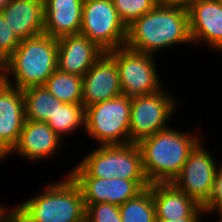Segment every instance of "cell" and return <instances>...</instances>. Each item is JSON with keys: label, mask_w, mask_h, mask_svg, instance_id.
<instances>
[{"label": "cell", "mask_w": 222, "mask_h": 222, "mask_svg": "<svg viewBox=\"0 0 222 222\" xmlns=\"http://www.w3.org/2000/svg\"><path fill=\"white\" fill-rule=\"evenodd\" d=\"M1 13L20 40L44 32L43 0H10Z\"/></svg>", "instance_id": "cell-18"}, {"label": "cell", "mask_w": 222, "mask_h": 222, "mask_svg": "<svg viewBox=\"0 0 222 222\" xmlns=\"http://www.w3.org/2000/svg\"><path fill=\"white\" fill-rule=\"evenodd\" d=\"M156 219L189 217L200 205L172 183H152Z\"/></svg>", "instance_id": "cell-19"}, {"label": "cell", "mask_w": 222, "mask_h": 222, "mask_svg": "<svg viewBox=\"0 0 222 222\" xmlns=\"http://www.w3.org/2000/svg\"><path fill=\"white\" fill-rule=\"evenodd\" d=\"M86 222H122L119 205L103 202L89 204L86 207Z\"/></svg>", "instance_id": "cell-25"}, {"label": "cell", "mask_w": 222, "mask_h": 222, "mask_svg": "<svg viewBox=\"0 0 222 222\" xmlns=\"http://www.w3.org/2000/svg\"><path fill=\"white\" fill-rule=\"evenodd\" d=\"M187 11L192 45L222 53V0H197Z\"/></svg>", "instance_id": "cell-12"}, {"label": "cell", "mask_w": 222, "mask_h": 222, "mask_svg": "<svg viewBox=\"0 0 222 222\" xmlns=\"http://www.w3.org/2000/svg\"><path fill=\"white\" fill-rule=\"evenodd\" d=\"M10 0H0V12L3 10V8L8 4Z\"/></svg>", "instance_id": "cell-33"}, {"label": "cell", "mask_w": 222, "mask_h": 222, "mask_svg": "<svg viewBox=\"0 0 222 222\" xmlns=\"http://www.w3.org/2000/svg\"><path fill=\"white\" fill-rule=\"evenodd\" d=\"M57 69L83 77L105 53L97 44L82 34L57 39Z\"/></svg>", "instance_id": "cell-15"}, {"label": "cell", "mask_w": 222, "mask_h": 222, "mask_svg": "<svg viewBox=\"0 0 222 222\" xmlns=\"http://www.w3.org/2000/svg\"><path fill=\"white\" fill-rule=\"evenodd\" d=\"M80 34L109 52L125 46L127 27L112 0H84Z\"/></svg>", "instance_id": "cell-9"}, {"label": "cell", "mask_w": 222, "mask_h": 222, "mask_svg": "<svg viewBox=\"0 0 222 222\" xmlns=\"http://www.w3.org/2000/svg\"><path fill=\"white\" fill-rule=\"evenodd\" d=\"M25 120L22 90L7 83L0 86V148L7 155L17 144Z\"/></svg>", "instance_id": "cell-16"}, {"label": "cell", "mask_w": 222, "mask_h": 222, "mask_svg": "<svg viewBox=\"0 0 222 222\" xmlns=\"http://www.w3.org/2000/svg\"><path fill=\"white\" fill-rule=\"evenodd\" d=\"M21 40L11 30L0 12V49L10 56L20 44Z\"/></svg>", "instance_id": "cell-27"}, {"label": "cell", "mask_w": 222, "mask_h": 222, "mask_svg": "<svg viewBox=\"0 0 222 222\" xmlns=\"http://www.w3.org/2000/svg\"><path fill=\"white\" fill-rule=\"evenodd\" d=\"M122 222H156L152 184L137 197L119 205Z\"/></svg>", "instance_id": "cell-23"}, {"label": "cell", "mask_w": 222, "mask_h": 222, "mask_svg": "<svg viewBox=\"0 0 222 222\" xmlns=\"http://www.w3.org/2000/svg\"><path fill=\"white\" fill-rule=\"evenodd\" d=\"M192 44L188 11L184 8L157 4L127 27L125 46L145 54L173 46Z\"/></svg>", "instance_id": "cell-1"}, {"label": "cell", "mask_w": 222, "mask_h": 222, "mask_svg": "<svg viewBox=\"0 0 222 222\" xmlns=\"http://www.w3.org/2000/svg\"><path fill=\"white\" fill-rule=\"evenodd\" d=\"M182 131L168 127L137 143L142 155L143 171L150 184L171 183L180 173L191 150L204 138L199 129L193 133Z\"/></svg>", "instance_id": "cell-2"}, {"label": "cell", "mask_w": 222, "mask_h": 222, "mask_svg": "<svg viewBox=\"0 0 222 222\" xmlns=\"http://www.w3.org/2000/svg\"><path fill=\"white\" fill-rule=\"evenodd\" d=\"M57 39L47 35L21 40L9 56L7 84L21 90L44 85L57 69Z\"/></svg>", "instance_id": "cell-4"}, {"label": "cell", "mask_w": 222, "mask_h": 222, "mask_svg": "<svg viewBox=\"0 0 222 222\" xmlns=\"http://www.w3.org/2000/svg\"><path fill=\"white\" fill-rule=\"evenodd\" d=\"M64 178V179H63ZM10 210L22 222H86L82 192L69 174Z\"/></svg>", "instance_id": "cell-3"}, {"label": "cell", "mask_w": 222, "mask_h": 222, "mask_svg": "<svg viewBox=\"0 0 222 222\" xmlns=\"http://www.w3.org/2000/svg\"><path fill=\"white\" fill-rule=\"evenodd\" d=\"M203 206H199L189 217L179 219H156V222H202L201 218L204 216Z\"/></svg>", "instance_id": "cell-28"}, {"label": "cell", "mask_w": 222, "mask_h": 222, "mask_svg": "<svg viewBox=\"0 0 222 222\" xmlns=\"http://www.w3.org/2000/svg\"><path fill=\"white\" fill-rule=\"evenodd\" d=\"M6 158H8V157H7V154L0 148V163H1L2 161H6V160H4V159H6Z\"/></svg>", "instance_id": "cell-32"}, {"label": "cell", "mask_w": 222, "mask_h": 222, "mask_svg": "<svg viewBox=\"0 0 222 222\" xmlns=\"http://www.w3.org/2000/svg\"><path fill=\"white\" fill-rule=\"evenodd\" d=\"M116 61L105 52L83 76L84 108L121 96Z\"/></svg>", "instance_id": "cell-14"}, {"label": "cell", "mask_w": 222, "mask_h": 222, "mask_svg": "<svg viewBox=\"0 0 222 222\" xmlns=\"http://www.w3.org/2000/svg\"><path fill=\"white\" fill-rule=\"evenodd\" d=\"M166 89L131 97L129 140L132 143L170 127L181 102Z\"/></svg>", "instance_id": "cell-7"}, {"label": "cell", "mask_w": 222, "mask_h": 222, "mask_svg": "<svg viewBox=\"0 0 222 222\" xmlns=\"http://www.w3.org/2000/svg\"><path fill=\"white\" fill-rule=\"evenodd\" d=\"M92 148L66 174L71 177L122 178L147 180L142 165V155L137 143L102 145Z\"/></svg>", "instance_id": "cell-5"}, {"label": "cell", "mask_w": 222, "mask_h": 222, "mask_svg": "<svg viewBox=\"0 0 222 222\" xmlns=\"http://www.w3.org/2000/svg\"><path fill=\"white\" fill-rule=\"evenodd\" d=\"M197 0H157V3L162 6L179 7L189 9Z\"/></svg>", "instance_id": "cell-30"}, {"label": "cell", "mask_w": 222, "mask_h": 222, "mask_svg": "<svg viewBox=\"0 0 222 222\" xmlns=\"http://www.w3.org/2000/svg\"><path fill=\"white\" fill-rule=\"evenodd\" d=\"M131 97L121 95L85 108V135L102 145L131 144Z\"/></svg>", "instance_id": "cell-6"}, {"label": "cell", "mask_w": 222, "mask_h": 222, "mask_svg": "<svg viewBox=\"0 0 222 222\" xmlns=\"http://www.w3.org/2000/svg\"><path fill=\"white\" fill-rule=\"evenodd\" d=\"M44 34L55 39L79 34L84 0H43Z\"/></svg>", "instance_id": "cell-17"}, {"label": "cell", "mask_w": 222, "mask_h": 222, "mask_svg": "<svg viewBox=\"0 0 222 222\" xmlns=\"http://www.w3.org/2000/svg\"><path fill=\"white\" fill-rule=\"evenodd\" d=\"M79 186L85 207L89 204H124L137 197L150 186L148 180H124L122 178L71 177Z\"/></svg>", "instance_id": "cell-11"}, {"label": "cell", "mask_w": 222, "mask_h": 222, "mask_svg": "<svg viewBox=\"0 0 222 222\" xmlns=\"http://www.w3.org/2000/svg\"><path fill=\"white\" fill-rule=\"evenodd\" d=\"M44 86L61 102L82 104L83 77L56 69Z\"/></svg>", "instance_id": "cell-21"}, {"label": "cell", "mask_w": 222, "mask_h": 222, "mask_svg": "<svg viewBox=\"0 0 222 222\" xmlns=\"http://www.w3.org/2000/svg\"><path fill=\"white\" fill-rule=\"evenodd\" d=\"M112 2L126 27L158 4L157 0H112Z\"/></svg>", "instance_id": "cell-24"}, {"label": "cell", "mask_w": 222, "mask_h": 222, "mask_svg": "<svg viewBox=\"0 0 222 222\" xmlns=\"http://www.w3.org/2000/svg\"><path fill=\"white\" fill-rule=\"evenodd\" d=\"M64 145V141L46 122L26 119L17 144L7 156L18 155L31 163L42 162L52 160Z\"/></svg>", "instance_id": "cell-13"}, {"label": "cell", "mask_w": 222, "mask_h": 222, "mask_svg": "<svg viewBox=\"0 0 222 222\" xmlns=\"http://www.w3.org/2000/svg\"><path fill=\"white\" fill-rule=\"evenodd\" d=\"M9 56L0 49V86L7 83Z\"/></svg>", "instance_id": "cell-29"}, {"label": "cell", "mask_w": 222, "mask_h": 222, "mask_svg": "<svg viewBox=\"0 0 222 222\" xmlns=\"http://www.w3.org/2000/svg\"><path fill=\"white\" fill-rule=\"evenodd\" d=\"M25 104V119L34 122H48L53 118L58 104L56 99L44 85L32 86L22 90Z\"/></svg>", "instance_id": "cell-20"}, {"label": "cell", "mask_w": 222, "mask_h": 222, "mask_svg": "<svg viewBox=\"0 0 222 222\" xmlns=\"http://www.w3.org/2000/svg\"><path fill=\"white\" fill-rule=\"evenodd\" d=\"M107 53L116 61L123 95H147L163 88L156 65L158 58L155 55L138 52L126 46Z\"/></svg>", "instance_id": "cell-8"}, {"label": "cell", "mask_w": 222, "mask_h": 222, "mask_svg": "<svg viewBox=\"0 0 222 222\" xmlns=\"http://www.w3.org/2000/svg\"><path fill=\"white\" fill-rule=\"evenodd\" d=\"M215 216H216V218L218 217V219H217L218 221H216V222H222V211L218 212V214H216Z\"/></svg>", "instance_id": "cell-34"}, {"label": "cell", "mask_w": 222, "mask_h": 222, "mask_svg": "<svg viewBox=\"0 0 222 222\" xmlns=\"http://www.w3.org/2000/svg\"><path fill=\"white\" fill-rule=\"evenodd\" d=\"M85 120L83 104L62 102L58 104L53 118L47 124L64 141L67 138L66 135H70L77 130L83 129V133H85Z\"/></svg>", "instance_id": "cell-22"}, {"label": "cell", "mask_w": 222, "mask_h": 222, "mask_svg": "<svg viewBox=\"0 0 222 222\" xmlns=\"http://www.w3.org/2000/svg\"><path fill=\"white\" fill-rule=\"evenodd\" d=\"M220 163L216 170L211 197L203 206L204 216L206 214L210 216L222 211V162Z\"/></svg>", "instance_id": "cell-26"}, {"label": "cell", "mask_w": 222, "mask_h": 222, "mask_svg": "<svg viewBox=\"0 0 222 222\" xmlns=\"http://www.w3.org/2000/svg\"><path fill=\"white\" fill-rule=\"evenodd\" d=\"M0 222H22L9 207L0 215Z\"/></svg>", "instance_id": "cell-31"}, {"label": "cell", "mask_w": 222, "mask_h": 222, "mask_svg": "<svg viewBox=\"0 0 222 222\" xmlns=\"http://www.w3.org/2000/svg\"><path fill=\"white\" fill-rule=\"evenodd\" d=\"M203 138L188 155L180 173L171 182L199 205L204 206L211 197L215 174L219 164L205 148ZM213 156V157H212Z\"/></svg>", "instance_id": "cell-10"}, {"label": "cell", "mask_w": 222, "mask_h": 222, "mask_svg": "<svg viewBox=\"0 0 222 222\" xmlns=\"http://www.w3.org/2000/svg\"><path fill=\"white\" fill-rule=\"evenodd\" d=\"M8 207H5L4 204L0 203V215L7 209Z\"/></svg>", "instance_id": "cell-35"}]
</instances>
